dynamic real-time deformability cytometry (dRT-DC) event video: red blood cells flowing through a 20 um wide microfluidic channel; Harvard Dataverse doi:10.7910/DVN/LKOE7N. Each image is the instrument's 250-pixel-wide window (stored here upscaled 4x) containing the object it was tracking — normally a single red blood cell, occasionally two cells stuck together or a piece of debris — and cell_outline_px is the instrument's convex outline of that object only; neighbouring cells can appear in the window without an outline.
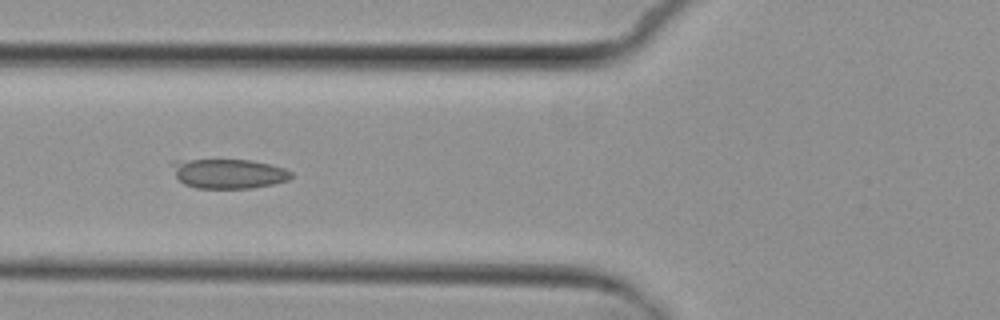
{"species": "common noctule bat (a hibernating species)", "species_latin": "Nyctalus noctula", "temperature_condition": "cold", "stored_images_in_passage": 7, "camera_frame_rate_fps": 3000, "um_per_image_px": 0.085, "animal": {"sex": "female", "body_mass_g": 29.2, "forearm_length_mm": 56.3}, "frame": {"image": 1, "passage_image": 6, "time_ms": 6.667, "image_size_px": [1000, 320], "cell_outline_px": [[292, 176], [288, 180], [272, 184], [252, 188], [196, 188], [184, 184], [176, 176], [172, 164], [172, 160], [248, 160], [268, 164], [284, 168], [292, 172]], "centroid_in_image_um": [19.43, 14.76], "position_along_channel_um": 106.4, "area_um2": 20.29}}
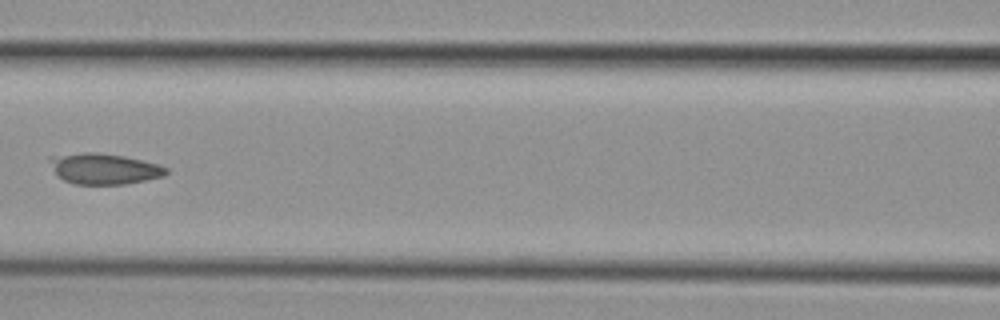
{"frame": {"image": 2, "passage_image": 7, "time_ms": 8.0, "image_size_px": [1000, 320], "cell_outline_px": [[168, 172], [164, 176], [128, 184], [72, 184], [56, 176], [48, 160], [48, 156], [84, 152], [96, 152], [124, 156], [160, 164], [168, 168]], "centroid_in_image_um": [8.82, 14.34], "position_along_channel_um": 157.8, "area_um2": 21.21}}